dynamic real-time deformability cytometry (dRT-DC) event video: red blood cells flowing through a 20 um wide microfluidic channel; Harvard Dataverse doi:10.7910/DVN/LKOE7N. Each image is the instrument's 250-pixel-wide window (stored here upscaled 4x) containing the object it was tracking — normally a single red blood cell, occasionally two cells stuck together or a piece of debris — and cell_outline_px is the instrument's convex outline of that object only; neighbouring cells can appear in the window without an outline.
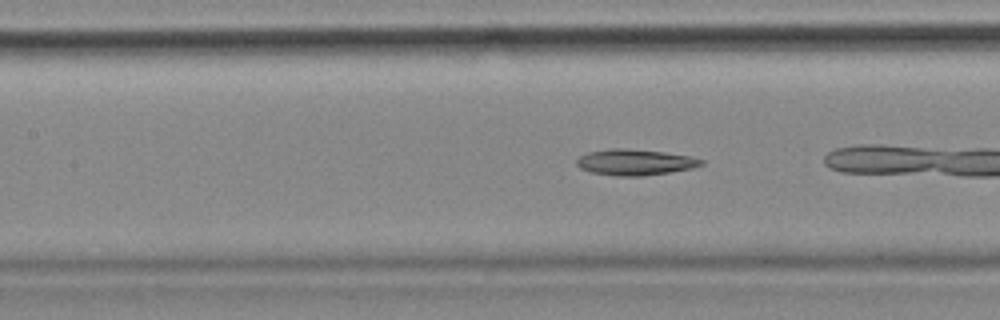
{"species": "common noctule bat (a hibernating species)", "species_latin": "Nyctalus noctula", "temperature_condition": "cold", "stored_images_in_passage": 23, "camera_frame_rate_fps": 3000, "um_per_image_px": 0.085, "animal": {"sex": "female", "body_mass_g": 18.4}, "frame": {"image": 1, "passage_image": 17, "time_ms": 5.333, "image_size_px": [1000, 320], "cell_outline_px": [[704, 164], [692, 168], [668, 172], [640, 176], [616, 176], [592, 172], [580, 168], [576, 164], [576, 160], [580, 156], [588, 152], [612, 148], [624, 148], [664, 152], [688, 156], [704, 160]], "centroid_in_image_um": [53.95, 13.78], "position_along_channel_um": 153.4, "area_um2": 18.67}}